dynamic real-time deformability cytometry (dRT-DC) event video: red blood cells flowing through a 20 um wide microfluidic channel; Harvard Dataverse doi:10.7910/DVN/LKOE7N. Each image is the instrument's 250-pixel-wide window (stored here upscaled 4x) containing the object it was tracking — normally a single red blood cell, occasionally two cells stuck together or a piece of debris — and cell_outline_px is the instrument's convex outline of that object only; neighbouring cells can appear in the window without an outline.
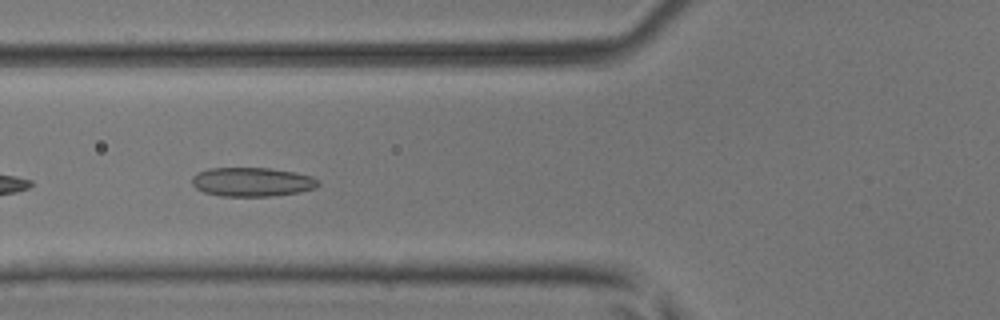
{"species": "common noctule bat (a hibernating species)", "species_latin": "Nyctalus noctula", "temperature_condition": "room temperature", "stored_images_in_passage": 6, "camera_frame_rate_fps": 3000, "um_per_image_px": 0.085, "animal": {"sex": "male", "body_mass_g": 17.9, "forearm_length_mm": 54.2}, "frame": {"image": 1, "passage_image": 5, "time_ms": 1.333, "image_size_px": [1000, 320], "cell_outline_px": [[320, 184], [316, 188], [300, 192], [268, 196], [220, 196], [204, 192], [196, 188], [192, 184], [192, 176], [196, 172], [208, 168], [268, 168], [296, 172], [312, 176], [320, 180]], "centroid_in_image_um": [21.44, 15.46], "position_along_channel_um": 104.4, "area_um2": 21.56}}
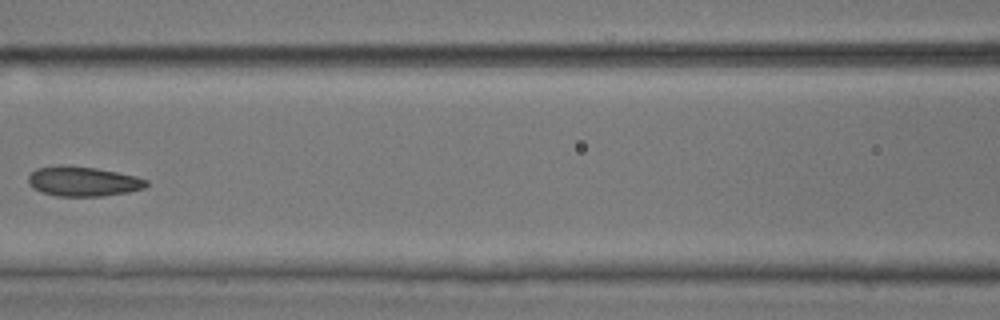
{"frame": {"image": 2, "passage_image": 6, "time_ms": 1.667, "image_size_px": [1000, 320], "cell_outline_px": [[148, 184], [144, 188], [128, 192], [104, 196], [56, 196], [40, 192], [32, 188], [28, 184], [28, 176], [36, 168], [56, 164], [64, 164], [96, 168], [136, 176], [148, 180]], "centroid_in_image_um": [7.01, 15.41], "position_along_channel_um": 159.6, "area_um2": 20.81}}